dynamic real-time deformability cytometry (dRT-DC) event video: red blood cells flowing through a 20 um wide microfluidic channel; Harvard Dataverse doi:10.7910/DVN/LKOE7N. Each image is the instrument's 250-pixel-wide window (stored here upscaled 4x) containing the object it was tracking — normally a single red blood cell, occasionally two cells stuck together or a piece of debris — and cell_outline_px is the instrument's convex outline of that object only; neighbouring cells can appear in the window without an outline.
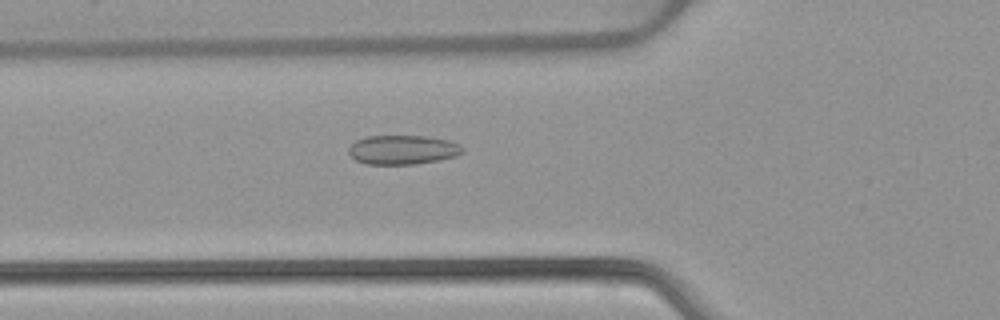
{"species": "common noctule bat (a hibernating species)", "species_latin": "Nyctalus noctula", "temperature_condition": "warm", "stored_images_in_passage": 48, "camera_frame_rate_fps": 3000, "um_per_image_px": 0.085, "animal": {"sex": "female", "body_mass_g": 22.7, "forearm_length_mm": 54.2}, "frame": {"image": 1, "passage_image": 19, "time_ms": 6.0, "image_size_px": [1000, 320], "cell_outline_px": [[464, 152], [456, 156], [440, 160], [412, 164], [368, 164], [356, 160], [348, 152], [348, 148], [356, 140], [368, 136], [428, 136], [448, 140], [460, 144], [464, 148]], "centroid_in_image_um": [34.26, 12.72], "position_along_channel_um": 91.5, "area_um2": 19.42}}
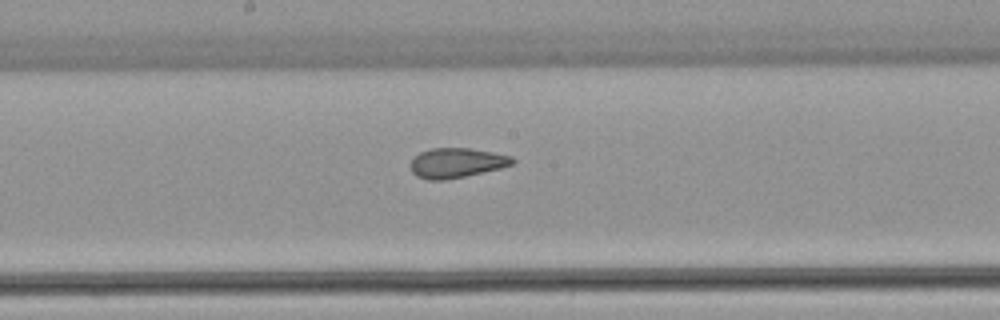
{"frame": {"image": 2, "passage_image": 28, "time_ms": 9.0, "image_size_px": [1000, 320], "cell_outline_px": [[516, 160], [512, 164], [500, 168], [464, 176], [444, 180], [428, 180], [416, 176], [412, 172], [408, 164], [412, 156], [420, 152], [432, 148], [468, 148], [492, 152], [512, 156]], "centroid_in_image_um": [38.74, 13.84], "position_along_channel_um": 209.5, "area_um2": 17.8}}
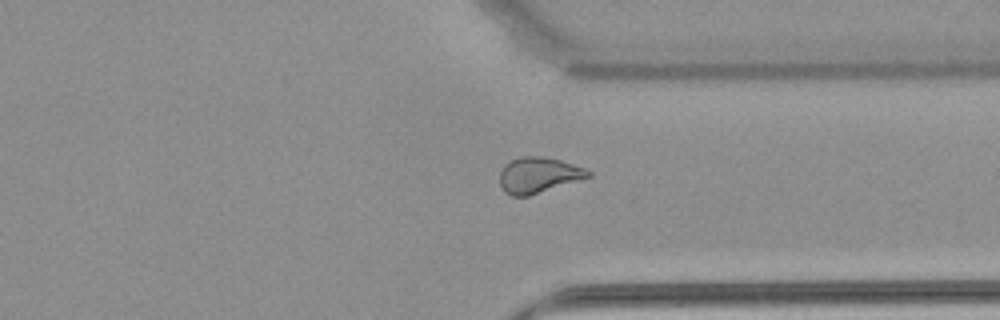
{"frame": {"image": 3, "passage_image": 40, "time_ms": 13.0, "image_size_px": [1000, 320], "cell_outline_px": [[592, 176], [528, 196], [512, 196], [504, 192], [500, 184], [500, 172], [504, 164], [508, 160], [520, 156], [540, 156], [560, 160], [584, 168], [592, 172]], "centroid_in_image_um": [45.74, 14.87], "position_along_channel_um": 365.7, "area_um2": 18.44}}